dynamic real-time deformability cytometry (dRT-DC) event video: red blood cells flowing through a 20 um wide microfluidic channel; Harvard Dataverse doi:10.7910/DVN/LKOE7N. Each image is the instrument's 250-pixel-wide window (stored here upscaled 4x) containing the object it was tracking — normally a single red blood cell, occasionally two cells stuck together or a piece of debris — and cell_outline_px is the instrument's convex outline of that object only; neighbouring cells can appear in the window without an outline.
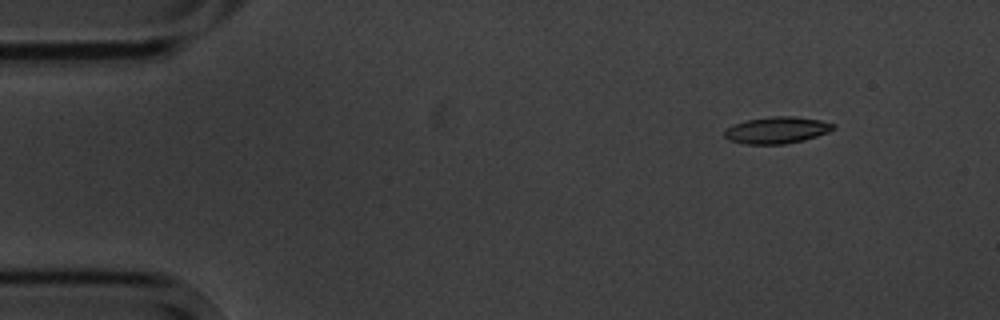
{"species": "common noctule bat (a hibernating species)", "species_latin": "Nyctalus noctula", "temperature_condition": "cold", "stored_images_in_passage": 7, "camera_frame_rate_fps": 3000, "um_per_image_px": 0.085, "animal": {"sex": "male", "body_mass_g": 20.1, "forearm_length_mm": 53.5}, "frame": {"image": 1, "passage_image": 2, "time_ms": 1.0, "image_size_px": [1000, 320], "cell_outline_px": [[836, 128], [828, 132], [804, 140], [784, 144], [744, 144], [728, 140], [724, 136], [724, 128], [732, 124], [744, 120], [772, 116], [792, 116], [820, 120], [836, 124]], "centroid_in_image_um": [65.99, 11.06], "position_along_channel_um": 19.0, "area_um2": 17.17}}
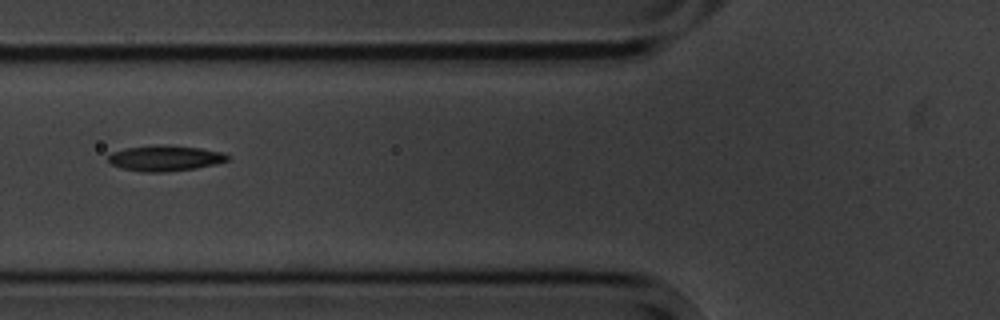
{"frame": {"image": 2, "passage_image": 6, "time_ms": 6.0, "image_size_px": [1000, 320], "cell_outline_px": [[228, 160], [216, 164], [196, 168], [164, 172], [144, 172], [124, 168], [112, 164], [108, 160], [108, 156], [112, 152], [124, 148], [156, 144], [160, 144], [200, 148], [224, 152], [228, 156]], "centroid_in_image_um": [14.03, 13.43], "position_along_channel_um": 111.8, "area_um2": 17.8}}
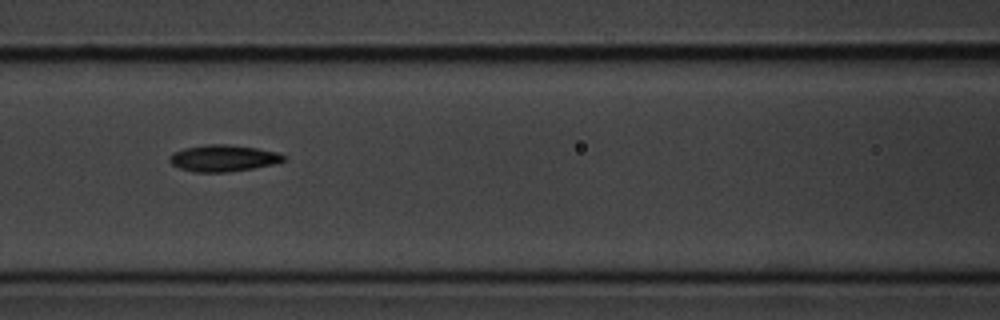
{"frame": {"image": 3, "passage_image": 7, "time_ms": 7.0, "image_size_px": [1000, 320], "cell_outline_px": [[284, 160], [272, 164], [252, 168], [224, 172], [192, 172], [180, 168], [172, 164], [168, 160], [168, 156], [172, 152], [184, 148], [208, 144], [228, 144], [256, 148], [276, 152], [284, 156]], "centroid_in_image_um": [18.89, 13.44], "position_along_channel_um": 147.7, "area_um2": 17.51}}